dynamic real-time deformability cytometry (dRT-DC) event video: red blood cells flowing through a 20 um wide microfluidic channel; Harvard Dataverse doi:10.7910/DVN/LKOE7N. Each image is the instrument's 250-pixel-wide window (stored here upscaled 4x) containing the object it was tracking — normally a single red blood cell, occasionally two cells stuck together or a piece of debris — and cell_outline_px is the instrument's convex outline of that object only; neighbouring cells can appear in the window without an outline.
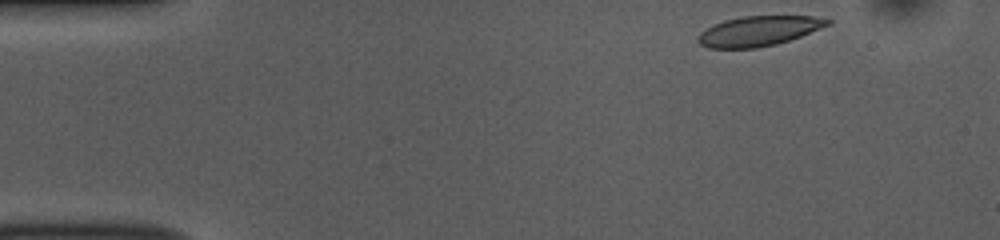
{"species": "common noctule bat (a hibernating species)", "species_latin": "Nyctalus noctula", "temperature_condition": "room temperature", "stored_images_in_passage": 47, "camera_frame_rate_fps": 3000, "um_per_image_px": 0.085, "animal": {"sex": "female", "body_mass_g": 10.0, "forearm_length_mm": 53.1}, "frame": {"image": 1, "passage_image": 1, "time_ms": 0.0, "image_size_px": [1000, 240], "cell_outline_px": [[832, 24], [800, 36], [776, 44], [756, 48], [708, 48], [700, 44], [696, 40], [700, 32], [704, 28], [712, 24], [724, 20], [744, 16], [812, 16], [832, 20]], "centroid_in_image_um": [64.45, 2.63], "position_along_channel_um": 20.6, "area_um2": 22.66}}
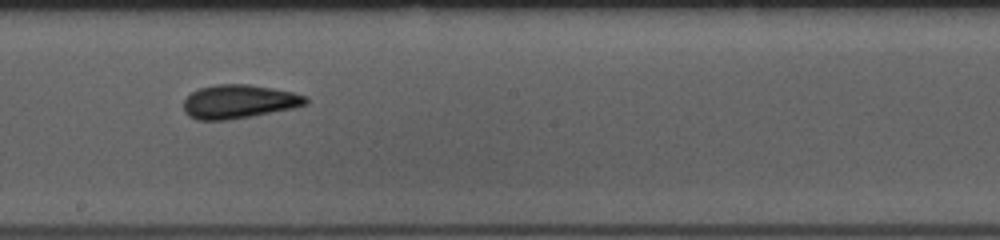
{"frame": {"image": 2, "passage_image": 24, "time_ms": 7.667, "image_size_px": [1000, 240], "cell_outline_px": [[308, 104], [292, 108], [252, 116], [228, 120], [196, 120], [188, 116], [184, 112], [184, 100], [192, 92], [200, 88], [216, 84], [248, 84], [272, 88], [292, 92], [308, 96]], "centroid_in_image_um": [20.3, 8.64], "position_along_channel_um": 227.9, "area_um2": 24.04}}
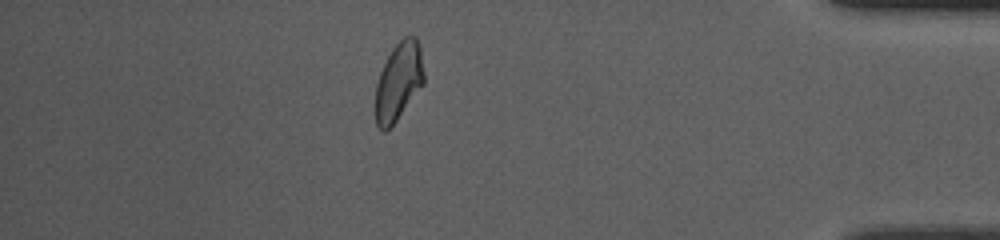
{"frame": {"image": 3, "passage_image": 41, "time_ms": 13.333, "image_size_px": [1000, 240], "cell_outline_px": [[424, 84], [396, 120], [384, 132], [376, 124], [376, 84], [380, 72], [392, 48], [404, 36], [416, 36], [420, 48], [424, 72]], "centroid_in_image_um": [33.89, 6.9], "position_along_channel_um": 401.3, "area_um2": 21.79}, "authors_computed_cell_mechanics": {"area_um2": 23.409, "velocity_mm_per_s": 3.7746, "shape_relaxation_time_tau1_ms": 3.4531, "shape_relaxation_time_tau2_ms": 1.8496, "deformation_change_tau1": 0.1083, "deformation_change_tau2": 0.0814}}